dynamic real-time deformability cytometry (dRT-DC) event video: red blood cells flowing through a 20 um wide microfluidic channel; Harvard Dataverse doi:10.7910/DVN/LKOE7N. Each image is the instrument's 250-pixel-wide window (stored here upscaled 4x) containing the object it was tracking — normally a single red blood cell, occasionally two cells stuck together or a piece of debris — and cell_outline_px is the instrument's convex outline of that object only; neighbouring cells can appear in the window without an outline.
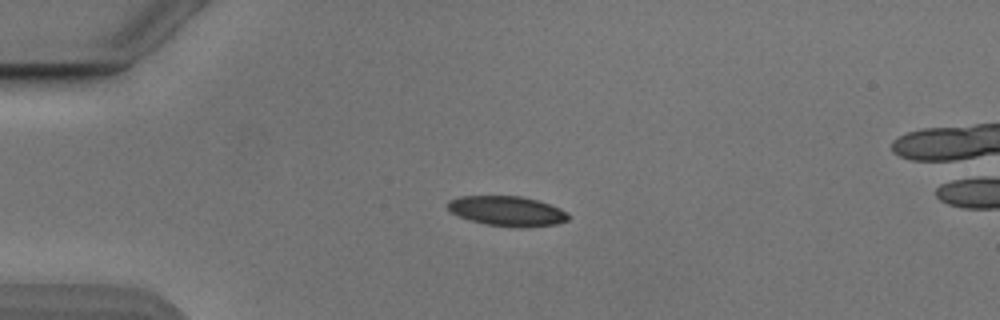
{"species": "Egyptian fruit bat (a non-hibernating species)", "species_latin": "Rousettus aegyptiacus", "temperature_condition": "cold", "stored_images_in_passage": 54, "segment_of_instrument_passage": [1, 2], "camera_frame_rate_fps": 3000, "um_per_image_px": 0.085, "animal": {"sex": "male"}, "frame": {"image": 1, "passage_image": 13, "time_ms": 4.0, "image_size_px": [1000, 320], "cell_outline_px": [[568, 220], [556, 224], [520, 228], [516, 228], [484, 224], [468, 220], [452, 212], [444, 204], [448, 200], [460, 196], [520, 196], [536, 200], [560, 208], [568, 216]], "centroid_in_image_um": [43.05, 17.94], "position_along_channel_um": 42.0, "area_um2": 21.04}}
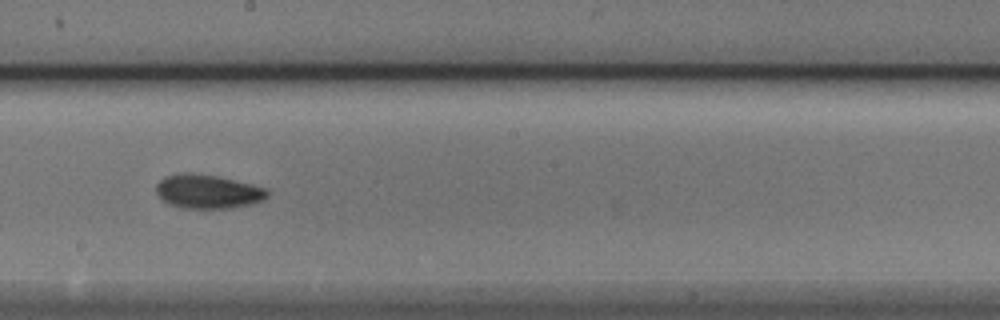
{"frame": {"image": 2, "passage_image": 30, "time_ms": 9.667, "image_size_px": [1000, 320], "cell_outline_px": [[268, 196], [264, 200], [252, 204], [232, 208], [184, 208], [168, 204], [156, 192], [156, 184], [164, 176], [180, 172], [192, 172], [216, 176], [252, 184], [264, 188], [268, 192]], "centroid_in_image_um": [17.65, 16.27], "position_along_channel_um": 230.6, "area_um2": 22.08}}
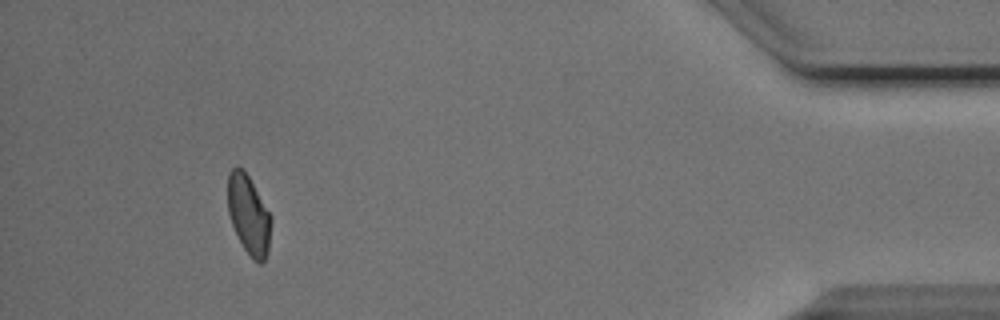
{"frame": {"image": 3, "passage_image": 49, "time_ms": 16.0, "image_size_px": [1000, 320], "cell_outline_px": [[272, 220], [268, 252], [264, 260], [260, 264], [252, 260], [244, 248], [232, 224], [228, 212], [228, 172], [232, 168], [244, 168], [272, 216]], "centroid_in_image_um": [21.16, 18.26], "position_along_channel_um": 414.0, "area_um2": 20.06}}